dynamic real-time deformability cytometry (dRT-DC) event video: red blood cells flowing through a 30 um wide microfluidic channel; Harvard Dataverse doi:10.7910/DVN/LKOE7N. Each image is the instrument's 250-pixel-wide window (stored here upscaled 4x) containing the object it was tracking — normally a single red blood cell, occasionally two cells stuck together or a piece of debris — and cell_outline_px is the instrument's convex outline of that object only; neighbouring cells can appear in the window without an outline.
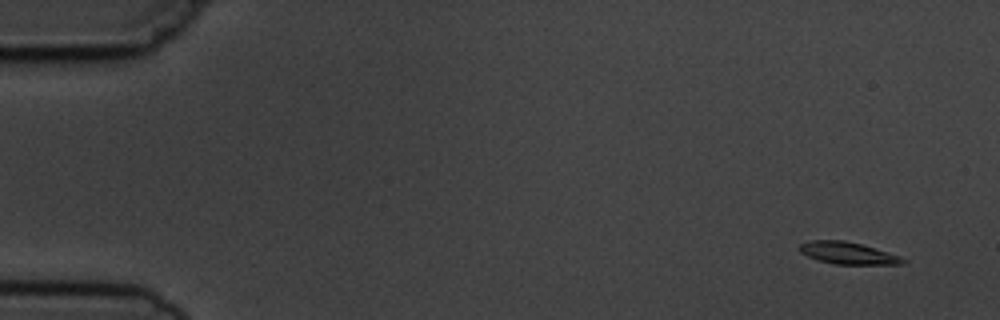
{"species": "common noctule bat (a hibernating species)", "species_latin": "Nyctalus noctula", "temperature_condition": "cold", "stored_images_in_passage": 4, "camera_frame_rate_fps": 3000, "um_per_image_px": 0.085, "animal": {"sex": "male", "body_mass_g": 19.5, "forearm_length_mm": 54.6}, "frame": {"image": 1, "passage_image": 1, "time_ms": 0.0, "image_size_px": [1000, 320], "cell_outline_px": [[908, 260], [904, 264], [836, 264], [816, 260], [800, 252], [796, 248], [800, 244], [812, 240], [844, 240], [860, 244], [888, 252], [900, 256]], "centroid_in_image_um": [72.04, 21.51], "position_along_channel_um": 13.0, "area_um2": 13.29}}